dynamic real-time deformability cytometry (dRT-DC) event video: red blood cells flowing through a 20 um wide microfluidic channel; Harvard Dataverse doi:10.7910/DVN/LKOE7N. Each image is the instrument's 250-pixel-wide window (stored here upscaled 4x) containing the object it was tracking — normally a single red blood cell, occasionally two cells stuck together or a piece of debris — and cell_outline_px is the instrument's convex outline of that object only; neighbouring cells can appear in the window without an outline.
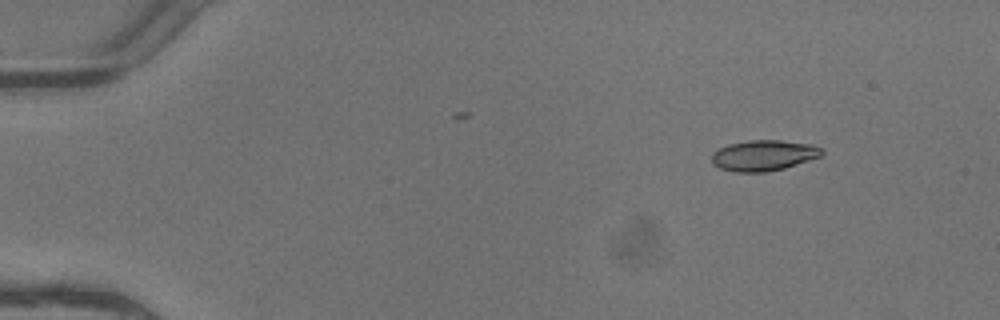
{"species": "common noctule bat (a hibernating species)", "species_latin": "Nyctalus noctula", "temperature_condition": "warm", "stored_images_in_passage": 4, "camera_frame_rate_fps": 3000, "um_per_image_px": 0.085, "animal": {"sex": "female"}, "frame": {"image": 1, "passage_image": 1, "time_ms": 0.0, "image_size_px": [1000, 320], "cell_outline_px": [[824, 152], [820, 156], [784, 168], [764, 172], [736, 172], [720, 168], [712, 164], [712, 152], [728, 144], [748, 140], [780, 140], [812, 144], [820, 148]], "centroid_in_image_um": [64.88, 13.2], "position_along_channel_um": 20.1, "area_um2": 19.59}}
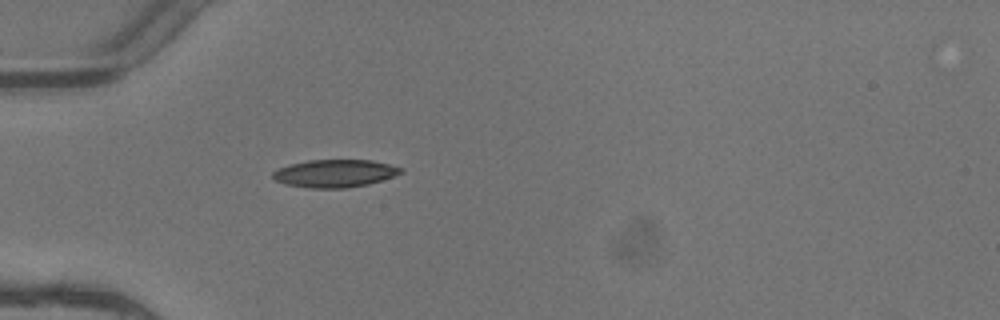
{"frame": {"image": 2, "passage_image": 4, "time_ms": 1.0, "image_size_px": [1000, 320], "cell_outline_px": [[404, 172], [368, 184], [344, 188], [308, 188], [284, 184], [276, 180], [272, 176], [272, 172], [280, 168], [292, 164], [308, 160], [372, 160], [404, 168]], "centroid_in_image_um": [28.46, 14.74], "position_along_channel_um": 56.5, "area_um2": 20.52}}